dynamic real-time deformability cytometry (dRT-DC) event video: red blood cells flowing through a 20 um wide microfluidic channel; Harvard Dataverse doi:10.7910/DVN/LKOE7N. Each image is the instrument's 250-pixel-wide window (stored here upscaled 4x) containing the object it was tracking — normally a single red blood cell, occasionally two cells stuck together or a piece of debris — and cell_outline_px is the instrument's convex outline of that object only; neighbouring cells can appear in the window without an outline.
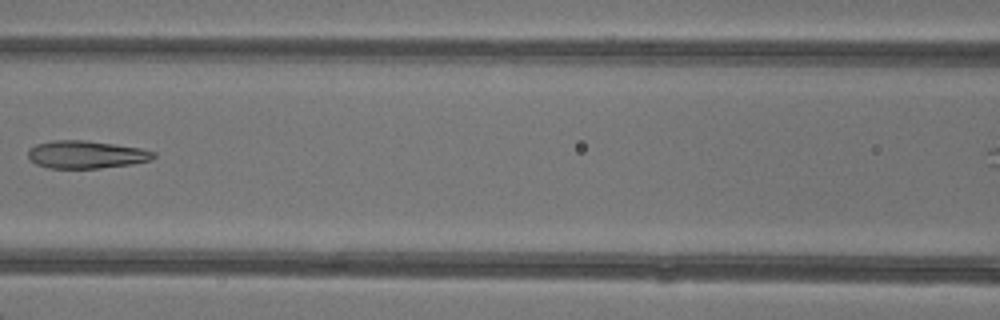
{"species": "common noctule bat (a hibernating species)", "species_latin": "Nyctalus noctula", "temperature_condition": "warm", "stored_images_in_passage": 8, "segment_of_instrument_passage": [1, 2], "camera_frame_rate_fps": 3000, "um_per_image_px": 0.085, "animal": {"sex": "female"}, "frame": {"image": 1, "passage_image": 6, "time_ms": 6.0, "image_size_px": [1000, 320], "cell_outline_px": [[156, 156], [148, 160], [132, 164], [100, 168], [48, 168], [36, 164], [28, 156], [28, 152], [36, 144], [52, 140], [84, 140], [140, 148], [156, 152]], "centroid_in_image_um": [7.32, 13.14], "position_along_channel_um": 159.3, "area_um2": 20.06}}
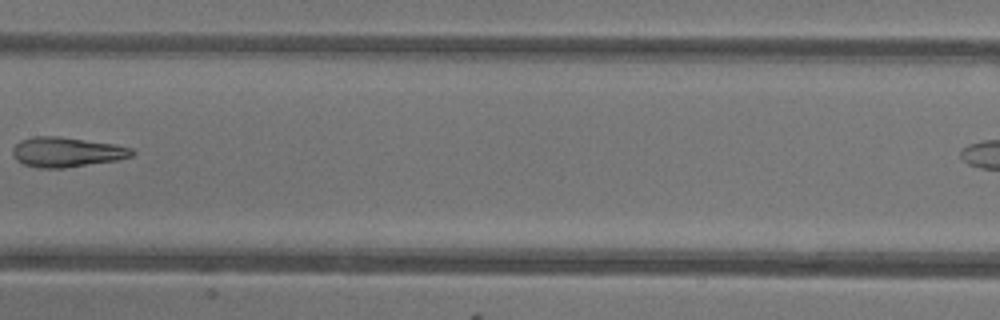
{"frame": {"image": 2, "passage_image": 7, "time_ms": 7.0, "image_size_px": [1000, 320], "cell_outline_px": [[136, 152], [132, 156], [116, 160], [64, 168], [40, 168], [24, 164], [16, 160], [12, 156], [12, 148], [20, 140], [36, 136], [60, 136], [112, 144], [132, 148]], "centroid_in_image_um": [5.63, 12.92], "position_along_channel_um": 201.8, "area_um2": 20.69}}